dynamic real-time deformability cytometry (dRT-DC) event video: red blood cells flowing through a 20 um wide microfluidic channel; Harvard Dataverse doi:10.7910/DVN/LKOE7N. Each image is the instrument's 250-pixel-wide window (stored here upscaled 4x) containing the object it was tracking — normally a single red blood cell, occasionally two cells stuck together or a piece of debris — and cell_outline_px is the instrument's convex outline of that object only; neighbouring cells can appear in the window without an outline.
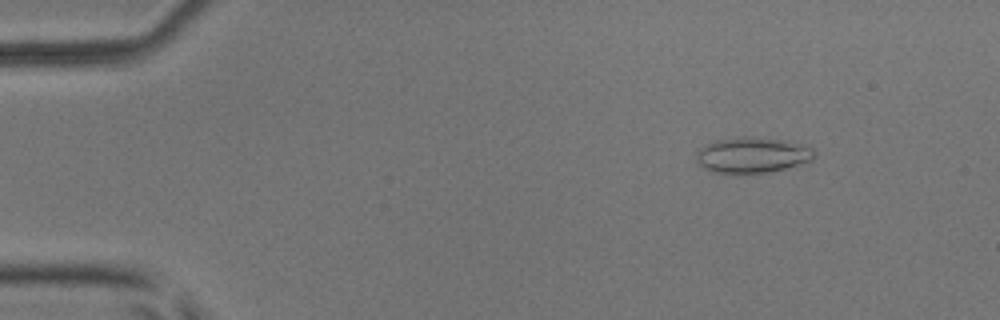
{"species": "common noctule bat (a hibernating species)", "species_latin": "Nyctalus noctula", "temperature_condition": "room temperature", "stored_images_in_passage": 13, "camera_frame_rate_fps": 3000, "um_per_image_px": 0.085, "animal": {"sex": "male", "body_mass_g": 17.9, "forearm_length_mm": 54.2}, "frame": {"image": 1, "passage_image": 7, "time_ms": 2.0, "image_size_px": [1000, 320], "cell_outline_px": [[816, 156], [812, 160], [784, 168], [768, 172], [744, 176], [736, 176], [712, 172], [704, 168], [696, 160], [696, 152], [704, 144], [716, 140], [736, 136], [752, 136], [788, 140], [812, 148], [816, 152]], "centroid_in_image_um": [63.9, 13.2], "position_along_channel_um": 21.1, "area_um2": 25.49}}